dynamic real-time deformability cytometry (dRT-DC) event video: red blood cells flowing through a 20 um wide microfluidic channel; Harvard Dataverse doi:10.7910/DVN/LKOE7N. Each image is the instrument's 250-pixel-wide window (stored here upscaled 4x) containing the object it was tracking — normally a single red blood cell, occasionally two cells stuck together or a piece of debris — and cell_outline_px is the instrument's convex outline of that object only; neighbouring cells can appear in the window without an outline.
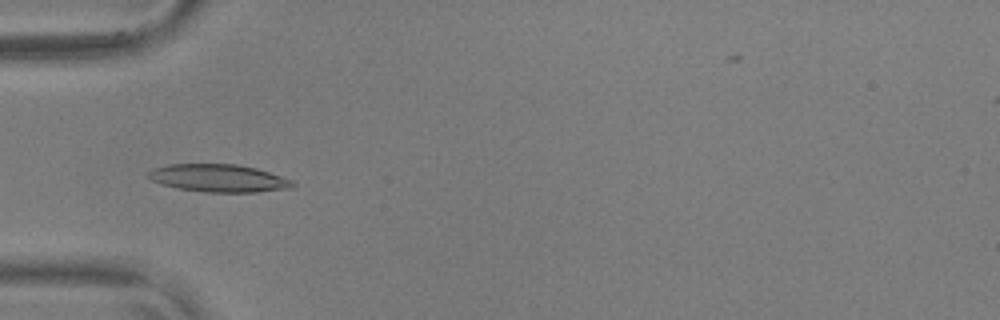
{"species": "common noctule bat (a hibernating species)", "species_latin": "Nyctalus noctula", "temperature_condition": "warm", "stored_images_in_passage": 40, "camera_frame_rate_fps": 3000, "um_per_image_px": 0.085, "animal": {"sex": "male", "body_mass_g": 17.9, "forearm_length_mm": 54.2}, "frame": {"image": 1, "passage_image": 3, "time_ms": 0.667, "image_size_px": [1000, 320], "cell_outline_px": [[296, 184], [292, 188], [256, 192], [204, 192], [176, 188], [160, 184], [144, 176], [152, 168], [168, 164], [236, 164], [256, 168], [292, 180]], "centroid_in_image_um": [18.53, 15.14], "position_along_channel_um": 66.5, "area_um2": 23.47}}
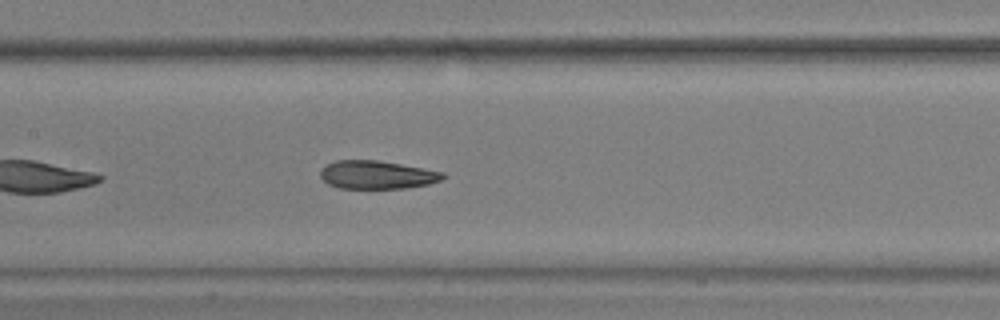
{"frame": {"image": 2, "passage_image": 12, "time_ms": 3.667, "image_size_px": [1000, 320], "cell_outline_px": [[444, 176], [440, 180], [428, 184], [404, 188], [340, 188], [328, 184], [320, 176], [320, 168], [324, 164], [336, 160], [376, 160], [424, 168], [444, 172]], "centroid_in_image_um": [31.99, 14.85], "position_along_channel_um": 175.4, "area_um2": 20.11}}
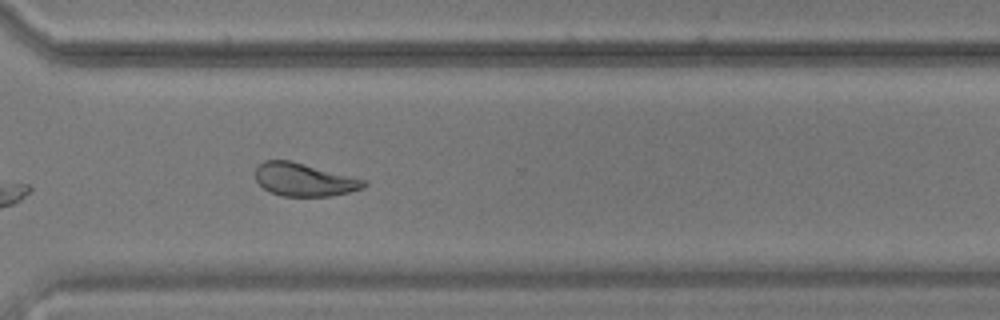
{"frame": {"image": 3, "passage_image": 26, "time_ms": 8.333, "image_size_px": [1000, 320], "cell_outline_px": [[368, 184], [364, 188], [348, 192], [328, 196], [280, 196], [268, 192], [256, 180], [256, 168], [264, 160], [288, 160], [368, 180]], "centroid_in_image_um": [25.86, 15.28], "position_along_channel_um": 344.7, "area_um2": 20.81}, "authors_computed_cell_mechanics": {"area_um2": 21.3571, "velocity_mm_per_s": 3.6359, "shape_relaxation_time_tau1_ms": 7.3531, "shape_relaxation_time_tau2_ms": 2.3887, "deformation_change_tau1": 0.1801, "deformation_change_tau2": 0.0912}}